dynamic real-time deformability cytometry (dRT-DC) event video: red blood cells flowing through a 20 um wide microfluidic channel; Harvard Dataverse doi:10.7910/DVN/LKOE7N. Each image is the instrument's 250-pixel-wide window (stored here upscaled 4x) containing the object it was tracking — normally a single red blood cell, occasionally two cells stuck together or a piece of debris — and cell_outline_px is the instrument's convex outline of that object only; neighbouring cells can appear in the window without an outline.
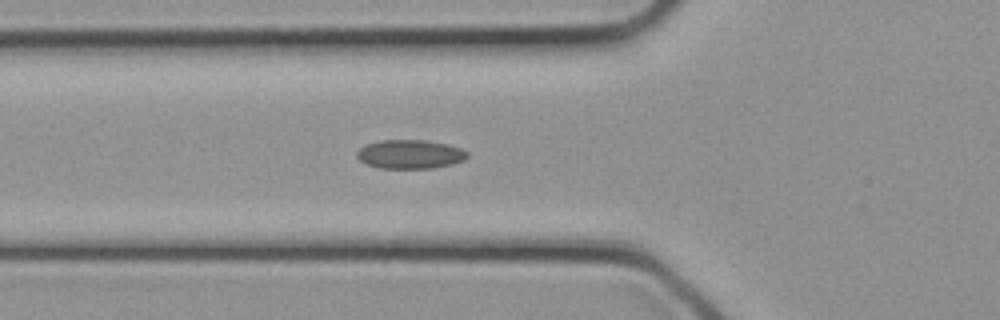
{"species": "common noctule bat (a hibernating species)", "species_latin": "Nyctalus noctula", "temperature_condition": "cold", "stored_images_in_passage": 11, "camera_frame_rate_fps": 3000, "um_per_image_px": 0.085, "animal": {"sex": "female", "body_mass_g": 21.9}, "frame": {"image": 1, "passage_image": 5, "time_ms": 1.333, "image_size_px": [1000, 320], "cell_outline_px": [[468, 156], [464, 160], [452, 164], [432, 168], [380, 168], [368, 164], [360, 160], [356, 156], [356, 152], [364, 144], [380, 140], [424, 140], [448, 144], [460, 148], [468, 152]], "centroid_in_image_um": [34.85, 13.1], "position_along_channel_um": 91.0, "area_um2": 18.61}}
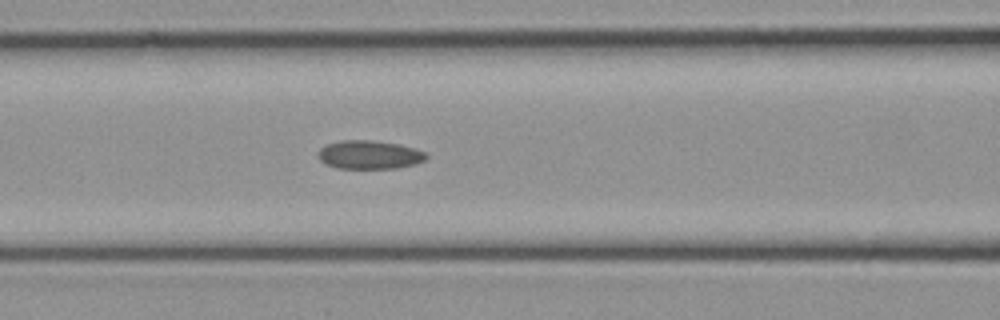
{"frame": {"image": 2, "passage_image": 7, "time_ms": 2.0, "image_size_px": [1000, 320], "cell_outline_px": [[428, 156], [424, 160], [416, 164], [396, 168], [336, 168], [320, 160], [316, 156], [316, 152], [320, 148], [328, 144], [340, 140], [372, 140], [400, 144], [416, 148], [424, 152]], "centroid_in_image_um": [31.39, 13.14], "position_along_channel_um": 135.2, "area_um2": 18.09}}
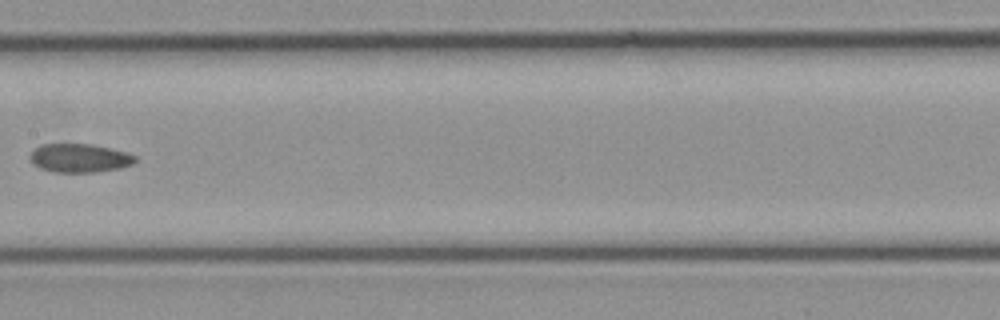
{"frame": {"image": 3, "passage_image": 10, "time_ms": 3.0, "image_size_px": [1000, 320], "cell_outline_px": [[136, 160], [132, 164], [120, 168], [96, 172], [52, 172], [40, 168], [32, 164], [28, 160], [28, 156], [36, 148], [44, 144], [92, 144], [128, 152], [136, 156]], "centroid_in_image_um": [6.74, 13.44], "position_along_channel_um": 200.7, "area_um2": 17.69}}